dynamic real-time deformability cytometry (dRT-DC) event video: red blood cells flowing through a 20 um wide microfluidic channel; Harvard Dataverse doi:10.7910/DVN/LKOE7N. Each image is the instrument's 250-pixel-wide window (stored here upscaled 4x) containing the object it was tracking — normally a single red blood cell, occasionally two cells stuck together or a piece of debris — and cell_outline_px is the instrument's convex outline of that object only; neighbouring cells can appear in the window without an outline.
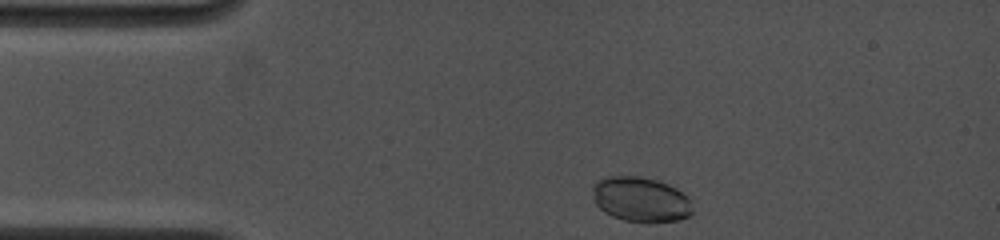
{"species": "common noctule bat (a hibernating species)", "species_latin": "Nyctalus noctula", "temperature_condition": "cold", "stored_images_in_passage": 26, "camera_frame_rate_fps": 4500, "um_per_image_px": 0.085, "animal": {"sex": "female", "body_mass_g": 19.0, "forearm_length_mm": 53.3}, "frame": {"image": 1, "passage_image": 1, "time_ms": 0.0, "image_size_px": [1000, 240], "cell_outline_px": [[692, 216], [680, 220], [624, 220], [612, 216], [604, 212], [596, 204], [592, 188], [592, 184], [596, 180], [604, 176], [636, 176], [656, 180], [668, 184], [676, 188], [688, 196], [692, 208]], "centroid_in_image_um": [54.45, 16.91], "position_along_channel_um": 30.6, "area_um2": 25.89}}
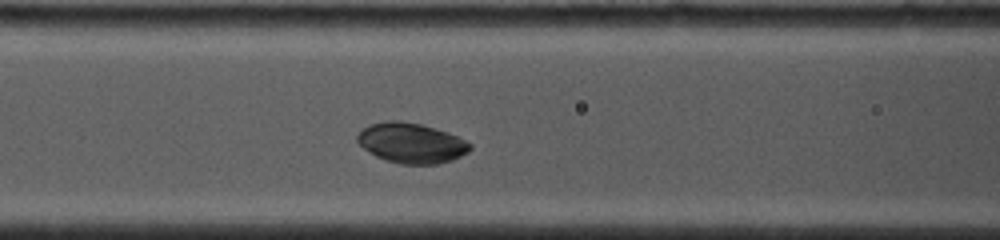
{"frame": {"image": 2, "passage_image": 12, "time_ms": 3.778, "image_size_px": [1000, 240], "cell_outline_px": [[472, 148], [468, 152], [452, 160], [440, 164], [400, 164], [384, 160], [376, 156], [364, 148], [356, 140], [356, 136], [368, 124], [388, 120], [396, 120], [420, 124], [448, 132], [472, 144]], "centroid_in_image_um": [34.96, 12.16], "position_along_channel_um": 131.6, "area_um2": 26.36}}
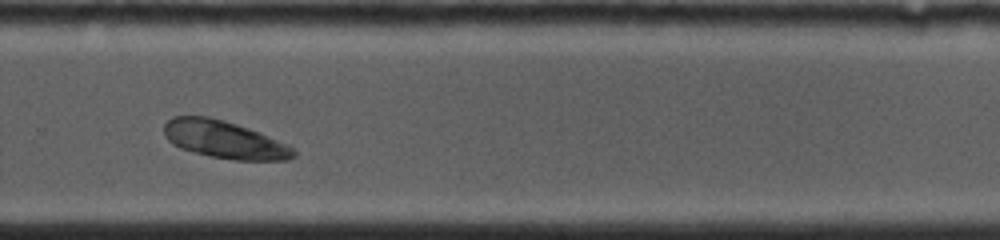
{"frame": {"image": 3, "passage_image": 25, "time_ms": 8.444, "image_size_px": [1000, 240], "cell_outline_px": [[296, 156], [288, 160], [236, 160], [208, 156], [180, 148], [172, 144], [164, 136], [164, 124], [172, 116], [208, 116], [224, 120], [260, 132], [288, 144], [296, 152]], "centroid_in_image_um": [19.06, 11.87], "position_along_channel_um": 310.7, "area_um2": 28.5}}